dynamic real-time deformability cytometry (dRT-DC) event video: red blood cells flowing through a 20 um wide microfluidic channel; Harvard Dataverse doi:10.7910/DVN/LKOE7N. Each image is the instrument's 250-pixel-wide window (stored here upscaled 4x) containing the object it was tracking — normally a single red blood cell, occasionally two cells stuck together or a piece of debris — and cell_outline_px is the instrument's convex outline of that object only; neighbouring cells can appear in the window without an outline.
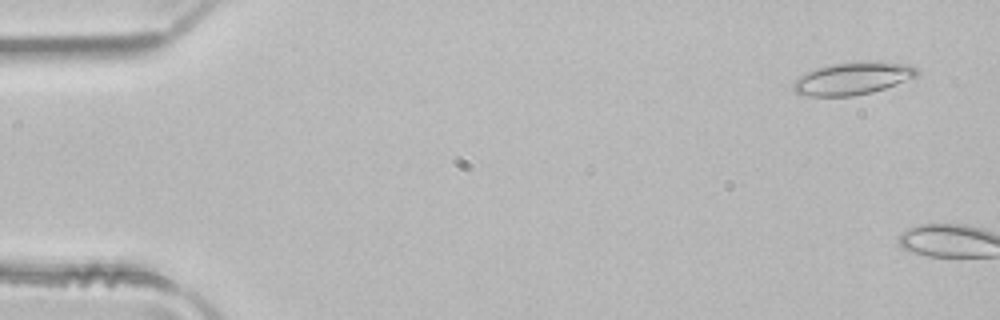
{"species": "common noctule bat (a hibernating species)", "species_latin": "Nyctalus noctula", "temperature_condition": "room temperature", "stored_images_in_passage": 4, "camera_frame_rate_fps": 3000, "um_per_image_px": 0.085, "animal": {"sex": "male", "body_mass_g": 21.5, "forearm_length_mm": 52.0}, "frame": {"image": 1, "passage_image": 4, "time_ms": 1.0, "image_size_px": [1000, 320], "cell_outline_px": [[920, 72], [916, 76], [884, 88], [872, 92], [852, 96], [808, 96], [796, 92], [792, 88], [792, 84], [804, 72], [816, 68], [832, 64], [860, 60], [876, 60], [908, 64], [920, 68]], "centroid_in_image_um": [72.5, 6.63], "position_along_channel_um": 12.5, "area_um2": 23.76}}